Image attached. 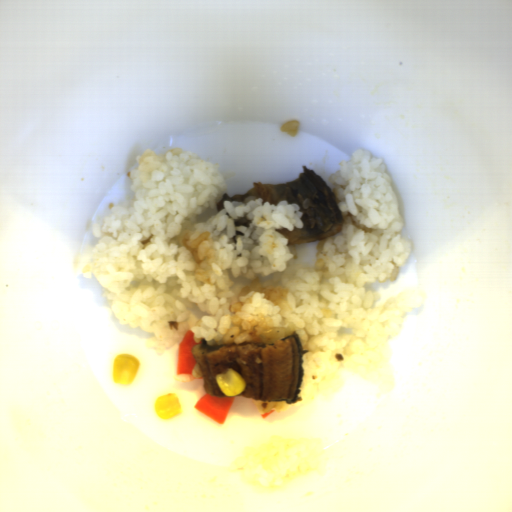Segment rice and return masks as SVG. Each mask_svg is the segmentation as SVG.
Returning <instances> with one entry per match:
<instances>
[{
  "mask_svg": "<svg viewBox=\"0 0 512 512\" xmlns=\"http://www.w3.org/2000/svg\"><path fill=\"white\" fill-rule=\"evenodd\" d=\"M127 172L133 199L108 203L90 235L99 238L72 260L73 275L105 289L119 326L154 335L146 349L162 356L187 330L199 344H271L296 331L304 350L299 396H337L353 372L387 394L396 383L390 339L428 292L405 288L382 306L364 285L396 281L414 250L386 163L356 148L326 180L344 219L332 237L288 245L277 230L304 228L298 203L250 195L225 200L215 162L183 148L146 149ZM249 213L250 229L234 218ZM238 243L231 242L236 230Z\"/></svg>",
  "mask_w": 512,
  "mask_h": 512,
  "instance_id": "rice-1",
  "label": "rice"
}]
</instances>
